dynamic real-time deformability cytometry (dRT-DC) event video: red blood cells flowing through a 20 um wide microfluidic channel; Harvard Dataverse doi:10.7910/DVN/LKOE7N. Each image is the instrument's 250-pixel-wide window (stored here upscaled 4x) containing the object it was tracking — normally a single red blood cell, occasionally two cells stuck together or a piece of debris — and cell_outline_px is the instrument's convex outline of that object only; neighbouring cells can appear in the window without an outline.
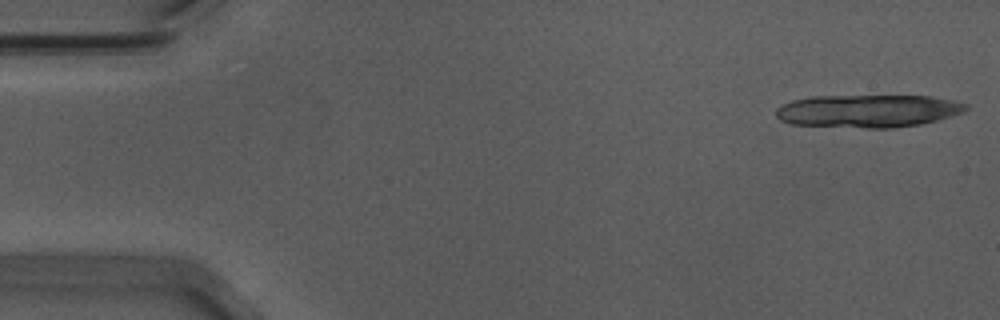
{"species": "Egyptian fruit bat (a non-hibernating species)", "species_latin": "Rousettus aegyptiacus", "temperature_condition": "warm", "stored_images_in_passage": 15, "camera_frame_rate_fps": 3000, "um_per_image_px": 0.085, "animal": {"sex": "male"}, "frame": {"image": 1, "passage_image": 1, "time_ms": 0.0, "image_size_px": [1000, 320], "cell_outline_px": [[968, 108], [964, 112], [936, 120], [920, 124], [896, 128], [864, 128], [792, 124], [780, 120], [776, 116], [776, 108], [792, 100], [812, 96], [932, 96], [952, 100], [968, 104]], "centroid_in_image_um": [73.78, 9.43], "position_along_channel_um": 11.2, "area_um2": 36.36}}